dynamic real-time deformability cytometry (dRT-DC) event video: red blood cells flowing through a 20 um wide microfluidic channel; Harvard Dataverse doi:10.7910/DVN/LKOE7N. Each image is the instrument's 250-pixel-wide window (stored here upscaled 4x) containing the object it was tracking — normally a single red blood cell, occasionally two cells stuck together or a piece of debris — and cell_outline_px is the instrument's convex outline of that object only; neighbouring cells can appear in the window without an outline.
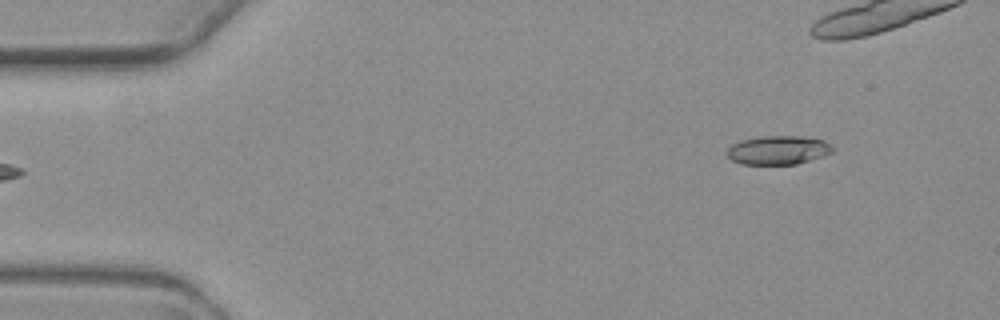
{"species": "common noctule bat (a hibernating species)", "species_latin": "Nyctalus noctula", "temperature_condition": "warm", "stored_images_in_passage": 4, "segment_of_instrument_passage": [2, 2], "camera_frame_rate_fps": 3000, "um_per_image_px": 0.085, "animal": {"sex": "female", "body_mass_g": 19.3, "forearm_length_mm": 54.1}, "frame": {"image": 1, "passage_image": 4, "time_ms": 3.333, "image_size_px": [1000, 320], "cell_outline_px": [[836, 148], [832, 152], [824, 156], [796, 164], [740, 164], [732, 160], [728, 156], [728, 148], [732, 144], [740, 140], [764, 136], [800, 136], [824, 140]], "centroid_in_image_um": [66.17, 12.76], "position_along_channel_um": 18.8, "area_um2": 17.74}}